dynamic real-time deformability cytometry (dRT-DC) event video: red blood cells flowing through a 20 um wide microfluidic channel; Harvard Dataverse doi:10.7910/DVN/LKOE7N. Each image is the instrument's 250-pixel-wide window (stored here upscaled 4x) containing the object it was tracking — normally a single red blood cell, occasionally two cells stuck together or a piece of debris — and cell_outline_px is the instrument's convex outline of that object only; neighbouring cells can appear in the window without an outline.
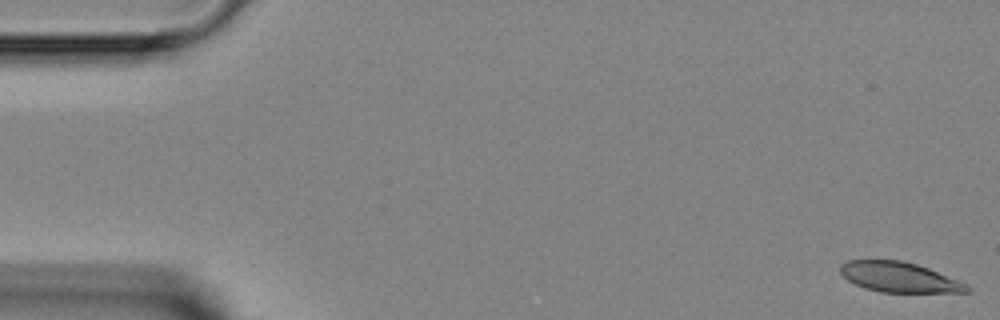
{"species": "Egyptian fruit bat (a non-hibernating species)", "species_latin": "Rousettus aegyptiacus", "temperature_condition": "room temperature", "stored_images_in_passage": 4, "camera_frame_rate_fps": 3000, "um_per_image_px": 0.085, "animal": {"sex": "female"}, "frame": {"image": 1, "passage_image": 1, "time_ms": 0.0, "image_size_px": [1000, 320], "cell_outline_px": [[972, 292], [880, 292], [864, 288], [848, 280], [840, 272], [840, 264], [848, 260], [900, 260], [916, 264], [928, 268], [968, 284], [972, 288]], "centroid_in_image_um": [76.45, 23.56], "position_along_channel_um": 8.6, "area_um2": 22.2}}
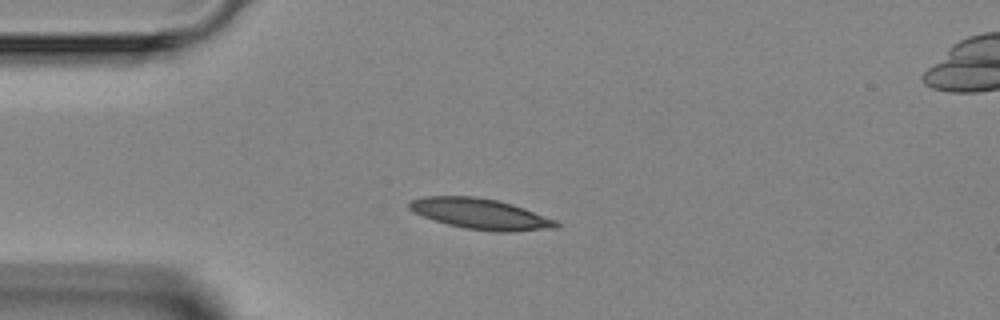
{"frame": {"image": 2, "passage_image": 4, "time_ms": 3.667, "image_size_px": [1000, 320], "cell_outline_px": [[560, 224], [556, 228], [512, 232], [496, 232], [464, 228], [448, 224], [424, 216], [408, 208], [408, 204], [412, 200], [424, 196], [476, 196], [496, 200], [512, 204], [524, 208], [556, 220]], "centroid_in_image_um": [40.88, 18.18], "position_along_channel_um": 44.1, "area_um2": 26.07}}